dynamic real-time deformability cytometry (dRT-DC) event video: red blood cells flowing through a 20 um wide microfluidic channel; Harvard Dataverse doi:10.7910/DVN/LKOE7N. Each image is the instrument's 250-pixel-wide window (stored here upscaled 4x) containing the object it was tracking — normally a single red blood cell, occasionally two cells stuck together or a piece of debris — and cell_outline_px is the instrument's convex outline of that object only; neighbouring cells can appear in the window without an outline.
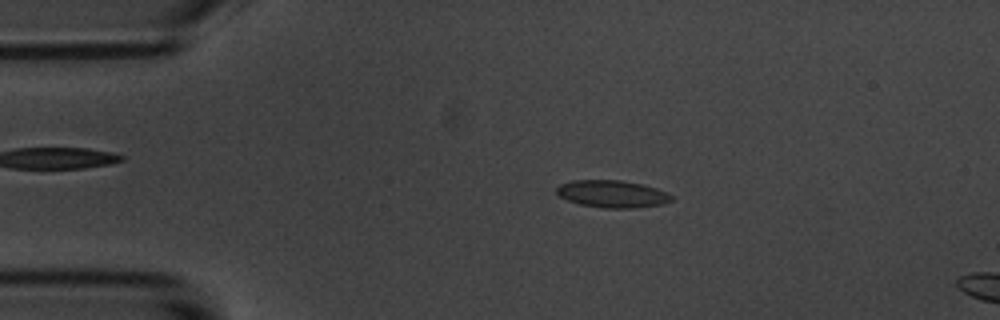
{"species": "common noctule bat (a hibernating species)", "species_latin": "Nyctalus noctula", "temperature_condition": "room temperature", "stored_images_in_passage": 50, "camera_frame_rate_fps": 3000, "um_per_image_px": 0.085, "animal": {"sex": "male", "body_mass_g": 20.1, "forearm_length_mm": 53.5}, "frame": {"image": 1, "passage_image": 10, "time_ms": 3.0, "image_size_px": [1000, 320], "cell_outline_px": [[676, 196], [672, 200], [664, 204], [636, 208], [604, 208], [580, 204], [568, 200], [560, 196], [556, 192], [556, 188], [560, 184], [572, 180], [620, 180], [644, 184], [668, 192]], "centroid_in_image_um": [52.1, 16.48], "position_along_channel_um": 32.9, "area_um2": 18.5}}
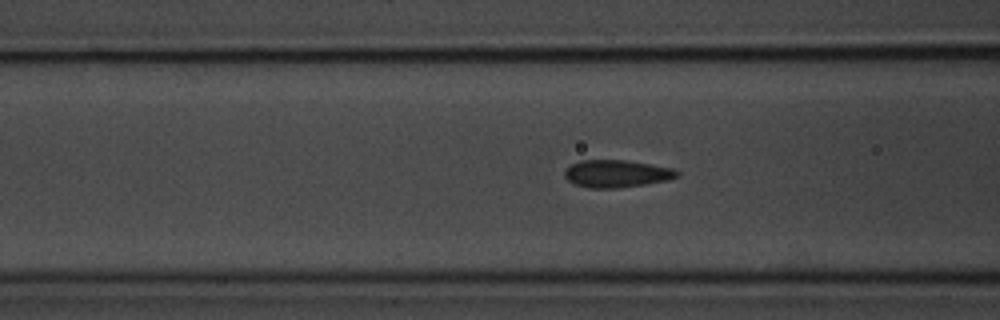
{"frame": {"image": 2, "passage_image": 20, "time_ms": 6.333, "image_size_px": [1000, 320], "cell_outline_px": [[680, 176], [668, 180], [648, 184], [620, 188], [588, 188], [576, 184], [568, 180], [564, 176], [564, 168], [580, 160], [624, 160], [672, 168], [680, 172]], "centroid_in_image_um": [52.41, 14.77], "position_along_channel_um": 114.2, "area_um2": 18.09}}
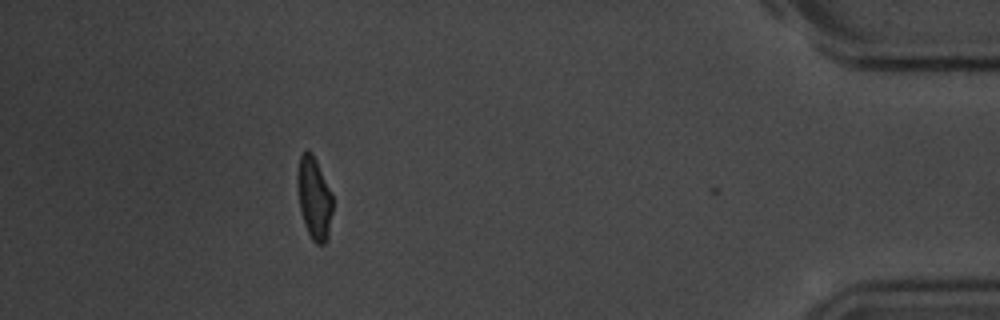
{"frame": {"image": 3, "passage_image": 49, "time_ms": 16.0, "image_size_px": [1000, 320], "cell_outline_px": [[332, 212], [328, 240], [324, 244], [316, 244], [312, 240], [308, 232], [300, 208], [296, 184], [296, 176], [300, 156], [308, 148], [312, 152], [316, 160], [332, 196]], "centroid_in_image_um": [26.69, 16.84], "position_along_channel_um": 408.5, "area_um2": 16.82}, "authors_computed_cell_mechanics": {"area_um2": 17.7735, "velocity_mm_per_s": 3.6198, "shape_relaxation_time_tau1_ms": 2.5971, "shape_relaxation_time_tau2_ms": 1.0863, "deformation_change_tau1": 0.1044, "deformation_change_tau2": 0.0718}}